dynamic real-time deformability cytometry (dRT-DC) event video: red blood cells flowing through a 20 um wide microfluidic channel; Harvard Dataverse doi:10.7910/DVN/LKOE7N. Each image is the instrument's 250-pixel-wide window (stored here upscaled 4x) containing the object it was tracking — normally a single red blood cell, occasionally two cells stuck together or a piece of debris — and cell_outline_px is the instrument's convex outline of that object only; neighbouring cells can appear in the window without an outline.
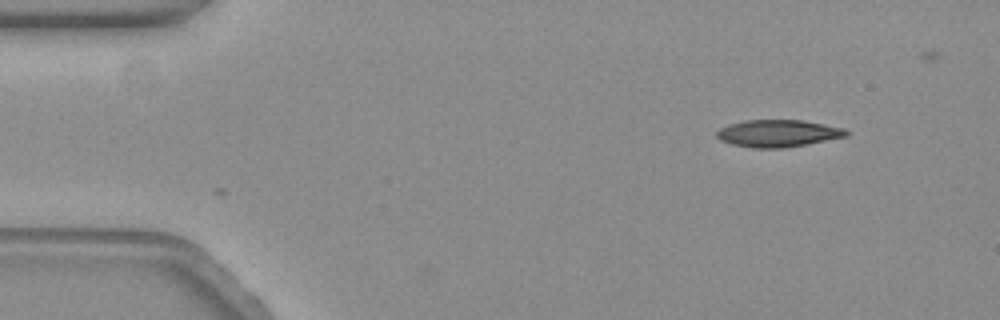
{"species": "common noctule bat (a hibernating species)", "species_latin": "Nyctalus noctula", "temperature_condition": "warm", "stored_images_in_passage": 7, "camera_frame_rate_fps": 3000, "um_per_image_px": 0.085, "animal": {"sex": "female", "body_mass_g": 19.3, "forearm_length_mm": 54.1}, "frame": {"image": 1, "passage_image": 7, "time_ms": 2.0, "image_size_px": [1000, 320], "cell_outline_px": [[848, 136], [804, 144], [780, 148], [752, 148], [732, 144], [720, 140], [716, 136], [716, 132], [720, 128], [728, 124], [744, 120], [804, 120], [844, 128], [848, 132]], "centroid_in_image_um": [66.09, 11.32], "position_along_channel_um": 18.9, "area_um2": 20.4}}